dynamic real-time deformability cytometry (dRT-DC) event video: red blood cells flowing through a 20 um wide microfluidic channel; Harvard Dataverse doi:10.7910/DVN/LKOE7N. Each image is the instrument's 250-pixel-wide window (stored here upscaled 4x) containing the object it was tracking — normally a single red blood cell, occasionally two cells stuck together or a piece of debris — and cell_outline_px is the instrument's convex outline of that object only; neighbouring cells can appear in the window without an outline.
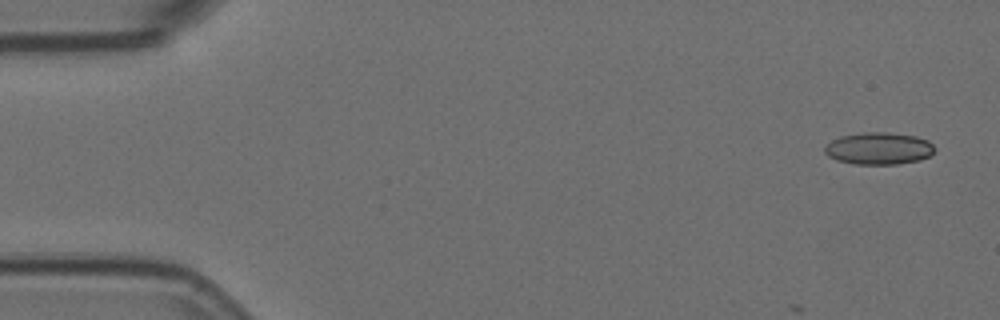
{"species": "Egyptian fruit bat (a non-hibernating species)", "species_latin": "Rousettus aegyptiacus", "temperature_condition": "room temperature", "stored_images_in_passage": 6, "camera_frame_rate_fps": 3000, "um_per_image_px": 0.085, "animal": {"sex": "female"}, "frame": {"image": 1, "passage_image": 1, "time_ms": 0.0, "image_size_px": [1000, 320], "cell_outline_px": [[936, 148], [928, 156], [920, 160], [896, 164], [856, 164], [836, 160], [828, 156], [824, 152], [824, 148], [832, 140], [840, 136], [864, 132], [888, 132], [916, 136], [928, 140]], "centroid_in_image_um": [74.69, 12.61], "position_along_channel_um": 10.3, "area_um2": 20.58}}